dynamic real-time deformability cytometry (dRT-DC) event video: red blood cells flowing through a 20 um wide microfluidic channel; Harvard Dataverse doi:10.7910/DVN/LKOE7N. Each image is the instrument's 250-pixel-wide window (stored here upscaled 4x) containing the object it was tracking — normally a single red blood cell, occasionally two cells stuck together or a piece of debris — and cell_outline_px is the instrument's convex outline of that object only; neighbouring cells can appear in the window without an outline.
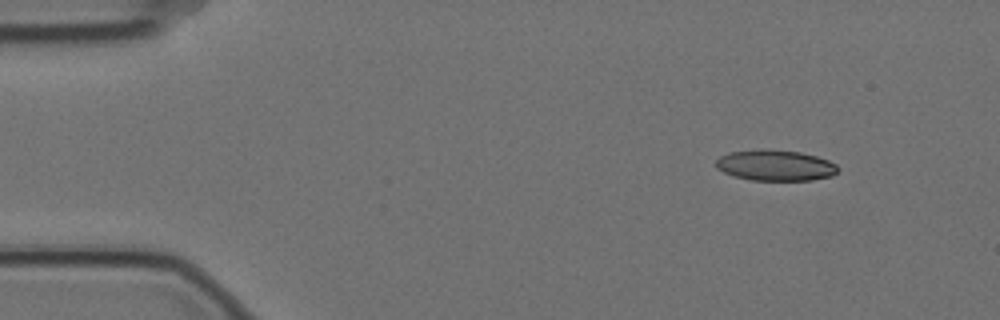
{"species": "Egyptian fruit bat (a non-hibernating species)", "species_latin": "Rousettus aegyptiacus", "temperature_condition": "cold", "stored_images_in_passage": 3, "camera_frame_rate_fps": 3000, "um_per_image_px": 0.085, "animal": {"sex": "female"}, "frame": {"image": 1, "passage_image": 1, "time_ms": 0.0, "image_size_px": [1000, 320], "cell_outline_px": [[840, 168], [832, 176], [812, 180], [752, 180], [732, 176], [716, 168], [716, 160], [720, 156], [728, 152], [800, 152], [816, 156], [828, 160], [836, 164]], "centroid_in_image_um": [65.94, 14.11], "position_along_channel_um": 19.1, "area_um2": 21.1}}
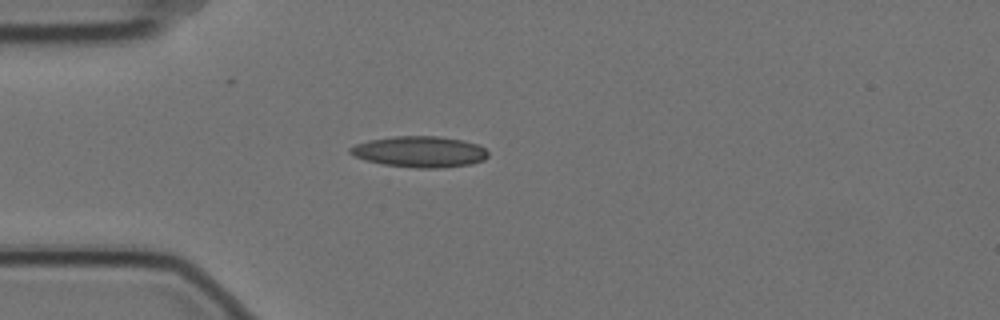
{"frame": {"image": 2, "passage_image": 3, "time_ms": 0.667, "image_size_px": [1000, 320], "cell_outline_px": [[488, 156], [484, 160], [472, 164], [444, 168], [416, 168], [384, 164], [364, 160], [348, 152], [348, 148], [356, 144], [368, 140], [396, 136], [436, 136], [460, 140], [476, 144], [484, 148], [488, 152]], "centroid_in_image_um": [35.67, 12.91], "position_along_channel_um": 49.3, "area_um2": 24.91}}